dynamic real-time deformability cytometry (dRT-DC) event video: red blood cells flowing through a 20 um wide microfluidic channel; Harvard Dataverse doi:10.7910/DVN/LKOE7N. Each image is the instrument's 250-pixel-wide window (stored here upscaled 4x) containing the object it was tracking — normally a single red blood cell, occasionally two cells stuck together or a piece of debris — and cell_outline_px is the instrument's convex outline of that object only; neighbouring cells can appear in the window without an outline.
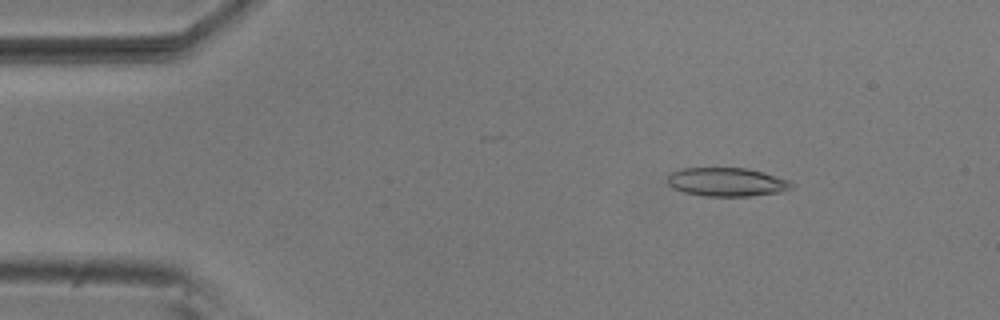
{"species": "common noctule bat (a hibernating species)", "species_latin": "Nyctalus noctula", "temperature_condition": "room temperature", "stored_images_in_passage": 54, "camera_frame_rate_fps": 3000, "um_per_image_px": 0.085, "animal": {"sex": "male", "body_mass_g": 20.5, "forearm_length_mm": 52.5}, "frame": {"image": 1, "passage_image": 8, "time_ms": 2.333, "image_size_px": [1000, 320], "cell_outline_px": [[796, 184], [792, 188], [780, 192], [748, 196], [704, 196], [684, 192], [672, 188], [668, 184], [668, 176], [672, 172], [680, 168], [748, 168], [764, 172], [788, 180]], "centroid_in_image_um": [61.78, 15.47], "position_along_channel_um": 23.2, "area_um2": 20.81}}
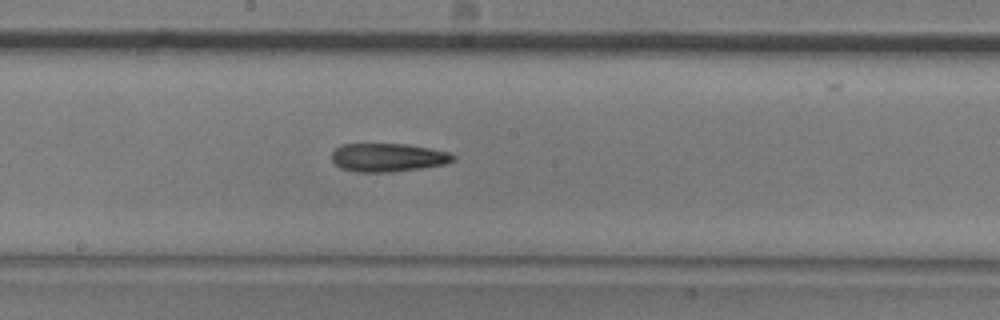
{"frame": {"image": 2, "passage_image": 29, "time_ms": 9.333, "image_size_px": [1000, 320], "cell_outline_px": [[456, 156], [452, 160], [444, 164], [420, 168], [392, 172], [356, 172], [340, 168], [332, 160], [332, 152], [336, 148], [344, 144], [408, 144], [448, 152]], "centroid_in_image_um": [32.94, 13.39], "position_along_channel_um": 215.3, "area_um2": 19.94}}
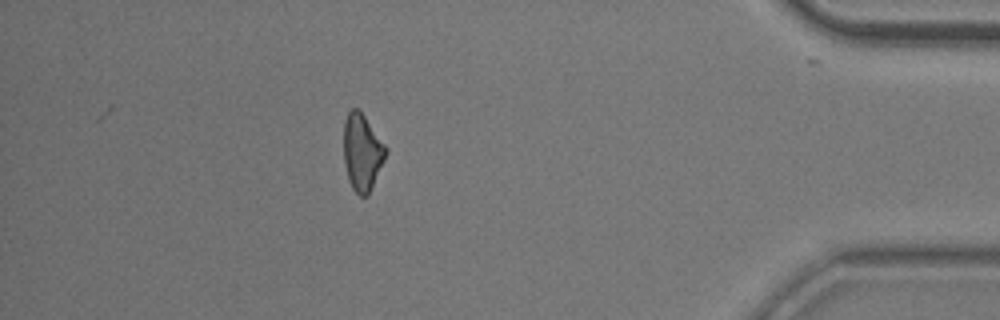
{"frame": {"image": 3, "passage_image": 48, "time_ms": 15.667, "image_size_px": [1000, 320], "cell_outline_px": [[388, 152], [368, 196], [360, 196], [352, 188], [348, 180], [344, 160], [344, 120], [348, 112], [352, 108], [360, 108], [388, 148]], "centroid_in_image_um": [30.8, 12.91], "position_along_channel_um": 404.4, "area_um2": 19.13}, "authors_computed_cell_mechanics": {"area_um2": 20.1144, "velocity_mm_per_s": 3.719, "shape_relaxation_time_tau1_ms": 8.2687, "shape_relaxation_time_tau2_ms": null, "deformation_change_tau1": 0.1905, "deformation_change_tau2": null}}